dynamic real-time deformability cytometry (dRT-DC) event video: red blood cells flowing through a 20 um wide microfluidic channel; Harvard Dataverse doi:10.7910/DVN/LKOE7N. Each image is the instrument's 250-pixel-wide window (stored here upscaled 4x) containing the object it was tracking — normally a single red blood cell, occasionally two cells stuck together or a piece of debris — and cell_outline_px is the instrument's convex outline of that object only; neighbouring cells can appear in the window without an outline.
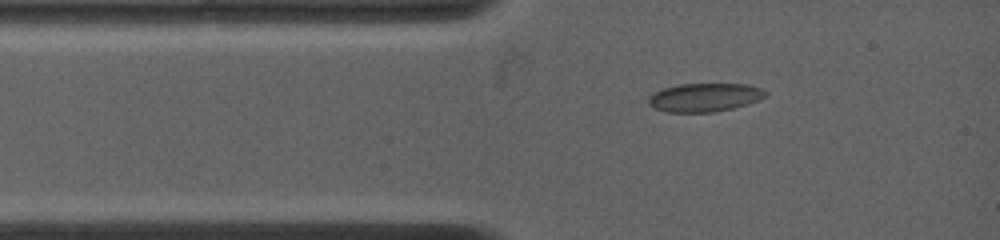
{"species": "common noctule bat (a hibernating species)", "species_latin": "Nyctalus noctula", "temperature_condition": "warm", "stored_images_in_passage": 10, "camera_frame_rate_fps": 4500, "um_per_image_px": 0.085, "animal": {"sex": "female", "body_mass_g": 19.0, "forearm_length_mm": 53.3}, "frame": {"image": 1, "passage_image": 2, "time_ms": 0.889, "image_size_px": [1000, 240], "cell_outline_px": [[768, 92], [764, 96], [748, 104], [732, 108], [712, 112], [668, 112], [652, 108], [648, 104], [648, 96], [664, 88], [676, 84], [748, 84], [764, 88]], "centroid_in_image_um": [59.88, 8.27], "position_along_channel_um": 25.1, "area_um2": 19.48}}
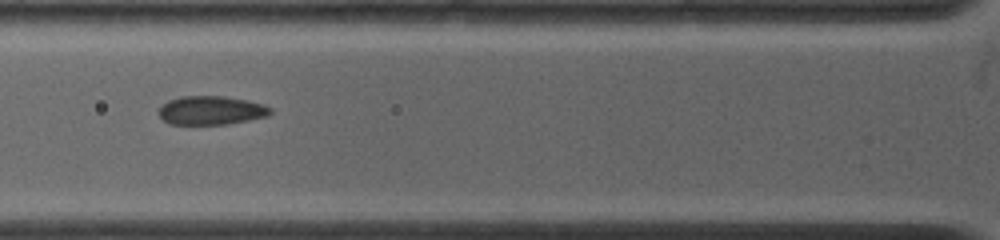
{"frame": {"image": 2, "passage_image": 5, "time_ms": 3.333, "image_size_px": [1000, 240], "cell_outline_px": [[272, 112], [268, 116], [228, 124], [168, 124], [156, 112], [168, 100], [180, 96], [224, 96], [248, 100], [264, 104], [272, 108]], "centroid_in_image_um": [17.96, 9.38], "position_along_channel_um": 107.8, "area_um2": 18.84}}
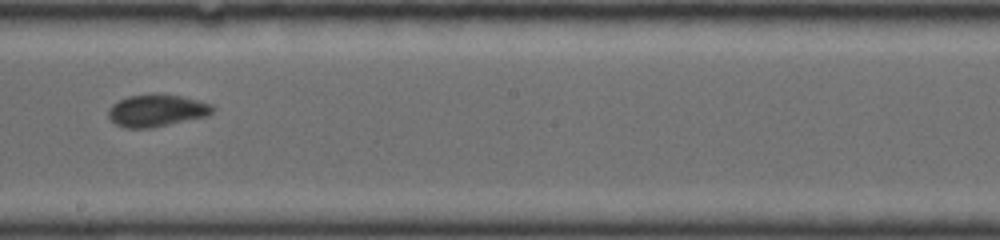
{"frame": {"image": 3, "passage_image": 9, "time_ms": 6.667, "image_size_px": [1000, 240], "cell_outline_px": [[216, 108], [208, 116], [152, 128], [124, 128], [116, 124], [108, 116], [108, 108], [112, 104], [128, 96], [156, 92], [184, 96], [212, 104]], "centroid_in_image_um": [13.34, 9.37], "position_along_channel_um": 234.9, "area_um2": 20.0}}